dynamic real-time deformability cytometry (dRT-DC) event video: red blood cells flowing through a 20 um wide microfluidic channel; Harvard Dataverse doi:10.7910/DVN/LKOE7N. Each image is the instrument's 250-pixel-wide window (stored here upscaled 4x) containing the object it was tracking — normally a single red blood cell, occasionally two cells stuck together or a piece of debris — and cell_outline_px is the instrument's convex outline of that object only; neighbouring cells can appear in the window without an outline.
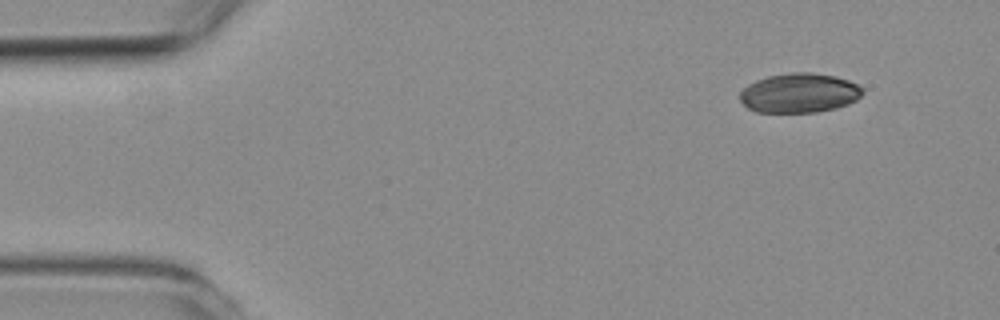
{"species": "common noctule bat (a hibernating species)", "species_latin": "Nyctalus noctula", "temperature_condition": "room temperature", "stored_images_in_passage": 5, "camera_frame_rate_fps": 3000, "um_per_image_px": 0.085, "animal": {"sex": "female", "body_mass_g": 19.3, "forearm_length_mm": 54.1}, "frame": {"image": 1, "passage_image": 1, "time_ms": 0.0, "image_size_px": [1000, 320], "cell_outline_px": [[864, 92], [856, 100], [848, 104], [836, 108], [816, 112], [756, 112], [748, 108], [740, 100], [740, 92], [748, 84], [756, 80], [768, 76], [788, 72], [812, 72], [836, 76], [848, 80], [864, 88]], "centroid_in_image_um": [67.95, 7.89], "position_along_channel_um": 17.0, "area_um2": 28.38}}